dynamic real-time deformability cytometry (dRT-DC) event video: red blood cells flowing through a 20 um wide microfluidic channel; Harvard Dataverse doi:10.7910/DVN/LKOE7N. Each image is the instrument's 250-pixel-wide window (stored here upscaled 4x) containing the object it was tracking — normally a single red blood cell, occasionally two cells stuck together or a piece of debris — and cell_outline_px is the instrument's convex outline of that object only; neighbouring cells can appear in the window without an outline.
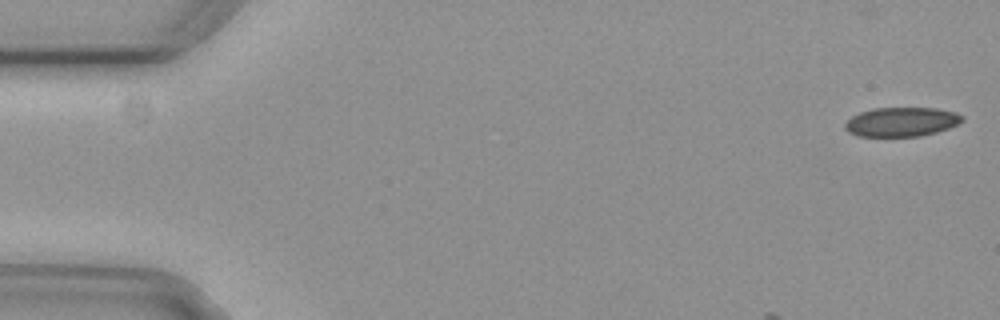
{"species": "common noctule bat (a hibernating species)", "species_latin": "Nyctalus noctula", "temperature_condition": "cold", "stored_images_in_passage": 6, "camera_frame_rate_fps": 3000, "um_per_image_px": 0.085, "animal": {"sex": "female", "body_mass_g": 29.2, "forearm_length_mm": 56.3}, "frame": {"image": 1, "passage_image": 1, "time_ms": 0.0, "image_size_px": [1000, 320], "cell_outline_px": [[964, 120], [960, 124], [936, 132], [920, 136], [856, 136], [848, 132], [844, 128], [844, 124], [852, 116], [860, 112], [872, 108], [936, 108], [956, 112], [964, 116]], "centroid_in_image_um": [76.64, 10.35], "position_along_channel_um": 8.4, "area_um2": 20.11}}